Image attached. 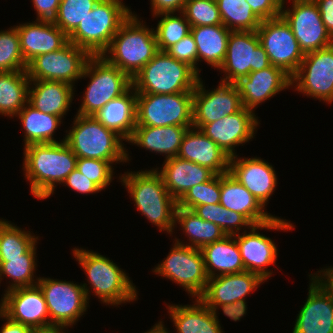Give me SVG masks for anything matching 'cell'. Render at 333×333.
<instances>
[{
  "label": "cell",
  "mask_w": 333,
  "mask_h": 333,
  "mask_svg": "<svg viewBox=\"0 0 333 333\" xmlns=\"http://www.w3.org/2000/svg\"><path fill=\"white\" fill-rule=\"evenodd\" d=\"M92 55L68 42L58 51L34 57L26 68L30 80L63 81L75 86Z\"/></svg>",
  "instance_id": "5bb4252c"
},
{
  "label": "cell",
  "mask_w": 333,
  "mask_h": 333,
  "mask_svg": "<svg viewBox=\"0 0 333 333\" xmlns=\"http://www.w3.org/2000/svg\"><path fill=\"white\" fill-rule=\"evenodd\" d=\"M260 21L281 16L283 0H246Z\"/></svg>",
  "instance_id": "681fc988"
},
{
  "label": "cell",
  "mask_w": 333,
  "mask_h": 333,
  "mask_svg": "<svg viewBox=\"0 0 333 333\" xmlns=\"http://www.w3.org/2000/svg\"><path fill=\"white\" fill-rule=\"evenodd\" d=\"M23 149V175L30 182V193L37 199L54 195L57 185H62L76 168L77 156L65 141L31 144Z\"/></svg>",
  "instance_id": "6da1fadb"
},
{
  "label": "cell",
  "mask_w": 333,
  "mask_h": 333,
  "mask_svg": "<svg viewBox=\"0 0 333 333\" xmlns=\"http://www.w3.org/2000/svg\"><path fill=\"white\" fill-rule=\"evenodd\" d=\"M319 8L323 24L333 37V0H314Z\"/></svg>",
  "instance_id": "11a10c76"
},
{
  "label": "cell",
  "mask_w": 333,
  "mask_h": 333,
  "mask_svg": "<svg viewBox=\"0 0 333 333\" xmlns=\"http://www.w3.org/2000/svg\"><path fill=\"white\" fill-rule=\"evenodd\" d=\"M193 126H136L129 144L165 156V160L176 157L187 130Z\"/></svg>",
  "instance_id": "4dcf8cb0"
},
{
  "label": "cell",
  "mask_w": 333,
  "mask_h": 333,
  "mask_svg": "<svg viewBox=\"0 0 333 333\" xmlns=\"http://www.w3.org/2000/svg\"><path fill=\"white\" fill-rule=\"evenodd\" d=\"M270 65L257 31H231L225 59L217 71L225 73L221 82L234 84L249 73Z\"/></svg>",
  "instance_id": "4fadbf2b"
},
{
  "label": "cell",
  "mask_w": 333,
  "mask_h": 333,
  "mask_svg": "<svg viewBox=\"0 0 333 333\" xmlns=\"http://www.w3.org/2000/svg\"><path fill=\"white\" fill-rule=\"evenodd\" d=\"M257 34L270 64L282 69L292 78L299 69L305 54L290 25L282 16H279L261 21Z\"/></svg>",
  "instance_id": "9a60e30c"
},
{
  "label": "cell",
  "mask_w": 333,
  "mask_h": 333,
  "mask_svg": "<svg viewBox=\"0 0 333 333\" xmlns=\"http://www.w3.org/2000/svg\"><path fill=\"white\" fill-rule=\"evenodd\" d=\"M114 166L105 160L77 158L76 169L94 182L102 191L112 182Z\"/></svg>",
  "instance_id": "7dc6e473"
},
{
  "label": "cell",
  "mask_w": 333,
  "mask_h": 333,
  "mask_svg": "<svg viewBox=\"0 0 333 333\" xmlns=\"http://www.w3.org/2000/svg\"><path fill=\"white\" fill-rule=\"evenodd\" d=\"M24 61L28 64L34 57L58 51L69 41L68 36L57 26L37 20L16 26Z\"/></svg>",
  "instance_id": "d4e9b609"
},
{
  "label": "cell",
  "mask_w": 333,
  "mask_h": 333,
  "mask_svg": "<svg viewBox=\"0 0 333 333\" xmlns=\"http://www.w3.org/2000/svg\"><path fill=\"white\" fill-rule=\"evenodd\" d=\"M182 13L191 27L222 24L216 0H187Z\"/></svg>",
  "instance_id": "bcb514c9"
},
{
  "label": "cell",
  "mask_w": 333,
  "mask_h": 333,
  "mask_svg": "<svg viewBox=\"0 0 333 333\" xmlns=\"http://www.w3.org/2000/svg\"><path fill=\"white\" fill-rule=\"evenodd\" d=\"M200 218L218 225L226 235L239 234L246 228L250 229L253 224L241 213L223 207L220 203L204 204L196 206L193 210Z\"/></svg>",
  "instance_id": "60d3db41"
},
{
  "label": "cell",
  "mask_w": 333,
  "mask_h": 333,
  "mask_svg": "<svg viewBox=\"0 0 333 333\" xmlns=\"http://www.w3.org/2000/svg\"><path fill=\"white\" fill-rule=\"evenodd\" d=\"M316 274L324 281V283L333 291V267H324L318 270Z\"/></svg>",
  "instance_id": "6f0895ef"
},
{
  "label": "cell",
  "mask_w": 333,
  "mask_h": 333,
  "mask_svg": "<svg viewBox=\"0 0 333 333\" xmlns=\"http://www.w3.org/2000/svg\"><path fill=\"white\" fill-rule=\"evenodd\" d=\"M308 276V297L298 311L292 333H333V291L315 272Z\"/></svg>",
  "instance_id": "d6986e66"
},
{
  "label": "cell",
  "mask_w": 333,
  "mask_h": 333,
  "mask_svg": "<svg viewBox=\"0 0 333 333\" xmlns=\"http://www.w3.org/2000/svg\"><path fill=\"white\" fill-rule=\"evenodd\" d=\"M220 204L229 210L241 213L253 225L267 223L275 217L268 213L261 202L229 172L221 174Z\"/></svg>",
  "instance_id": "f1b7e54d"
},
{
  "label": "cell",
  "mask_w": 333,
  "mask_h": 333,
  "mask_svg": "<svg viewBox=\"0 0 333 333\" xmlns=\"http://www.w3.org/2000/svg\"><path fill=\"white\" fill-rule=\"evenodd\" d=\"M190 32L197 46L198 63L204 61L218 70L226 56L231 30L218 24L191 27Z\"/></svg>",
  "instance_id": "e575fe53"
},
{
  "label": "cell",
  "mask_w": 333,
  "mask_h": 333,
  "mask_svg": "<svg viewBox=\"0 0 333 333\" xmlns=\"http://www.w3.org/2000/svg\"><path fill=\"white\" fill-rule=\"evenodd\" d=\"M29 84L26 70L0 72V115L15 118L28 103Z\"/></svg>",
  "instance_id": "8d00e7d4"
},
{
  "label": "cell",
  "mask_w": 333,
  "mask_h": 333,
  "mask_svg": "<svg viewBox=\"0 0 333 333\" xmlns=\"http://www.w3.org/2000/svg\"><path fill=\"white\" fill-rule=\"evenodd\" d=\"M90 81L81 97L76 112L82 116H93L114 98L124 94L131 86L132 79L118 67L109 63L102 55H92L80 79Z\"/></svg>",
  "instance_id": "ba28073f"
},
{
  "label": "cell",
  "mask_w": 333,
  "mask_h": 333,
  "mask_svg": "<svg viewBox=\"0 0 333 333\" xmlns=\"http://www.w3.org/2000/svg\"><path fill=\"white\" fill-rule=\"evenodd\" d=\"M222 24L231 31H257L261 21L246 0H216Z\"/></svg>",
  "instance_id": "ab89813d"
},
{
  "label": "cell",
  "mask_w": 333,
  "mask_h": 333,
  "mask_svg": "<svg viewBox=\"0 0 333 333\" xmlns=\"http://www.w3.org/2000/svg\"><path fill=\"white\" fill-rule=\"evenodd\" d=\"M1 296L0 311L10 320L32 329L52 326L44 294L38 285L14 288Z\"/></svg>",
  "instance_id": "ffe728a7"
},
{
  "label": "cell",
  "mask_w": 333,
  "mask_h": 333,
  "mask_svg": "<svg viewBox=\"0 0 333 333\" xmlns=\"http://www.w3.org/2000/svg\"><path fill=\"white\" fill-rule=\"evenodd\" d=\"M166 305L176 333H224L219 313H213L199 298L192 305Z\"/></svg>",
  "instance_id": "f546056e"
},
{
  "label": "cell",
  "mask_w": 333,
  "mask_h": 333,
  "mask_svg": "<svg viewBox=\"0 0 333 333\" xmlns=\"http://www.w3.org/2000/svg\"><path fill=\"white\" fill-rule=\"evenodd\" d=\"M201 252L208 278L245 271L234 235L203 246Z\"/></svg>",
  "instance_id": "d6a6232c"
},
{
  "label": "cell",
  "mask_w": 333,
  "mask_h": 333,
  "mask_svg": "<svg viewBox=\"0 0 333 333\" xmlns=\"http://www.w3.org/2000/svg\"><path fill=\"white\" fill-rule=\"evenodd\" d=\"M152 327L144 333H170L168 328L165 327L164 322L161 320L158 321V323H155V325H153Z\"/></svg>",
  "instance_id": "91938a15"
},
{
  "label": "cell",
  "mask_w": 333,
  "mask_h": 333,
  "mask_svg": "<svg viewBox=\"0 0 333 333\" xmlns=\"http://www.w3.org/2000/svg\"><path fill=\"white\" fill-rule=\"evenodd\" d=\"M137 93L131 86L124 94L112 99L92 117L107 129L114 131L125 143L136 128Z\"/></svg>",
  "instance_id": "1f68e13d"
},
{
  "label": "cell",
  "mask_w": 333,
  "mask_h": 333,
  "mask_svg": "<svg viewBox=\"0 0 333 333\" xmlns=\"http://www.w3.org/2000/svg\"><path fill=\"white\" fill-rule=\"evenodd\" d=\"M295 228L289 220H284L278 216L272 218L269 222L253 225L248 232H240L235 234L237 245L241 254V259L246 271L258 274L264 281L268 280L272 275V269H268L270 265H276L278 249L273 239L264 234H260L259 230H276V231H292Z\"/></svg>",
  "instance_id": "30bf717a"
},
{
  "label": "cell",
  "mask_w": 333,
  "mask_h": 333,
  "mask_svg": "<svg viewBox=\"0 0 333 333\" xmlns=\"http://www.w3.org/2000/svg\"><path fill=\"white\" fill-rule=\"evenodd\" d=\"M287 1L283 0L281 16L290 25L304 54L333 44L314 0H290L292 8L286 7Z\"/></svg>",
  "instance_id": "e0dca14e"
},
{
  "label": "cell",
  "mask_w": 333,
  "mask_h": 333,
  "mask_svg": "<svg viewBox=\"0 0 333 333\" xmlns=\"http://www.w3.org/2000/svg\"><path fill=\"white\" fill-rule=\"evenodd\" d=\"M152 16L161 13L182 12L187 0H150Z\"/></svg>",
  "instance_id": "db71d44e"
},
{
  "label": "cell",
  "mask_w": 333,
  "mask_h": 333,
  "mask_svg": "<svg viewBox=\"0 0 333 333\" xmlns=\"http://www.w3.org/2000/svg\"><path fill=\"white\" fill-rule=\"evenodd\" d=\"M16 25L0 30V72L26 70Z\"/></svg>",
  "instance_id": "7bdbcfd3"
},
{
  "label": "cell",
  "mask_w": 333,
  "mask_h": 333,
  "mask_svg": "<svg viewBox=\"0 0 333 333\" xmlns=\"http://www.w3.org/2000/svg\"><path fill=\"white\" fill-rule=\"evenodd\" d=\"M154 17H161L154 29L159 51H166L190 33L191 26L182 12L161 13Z\"/></svg>",
  "instance_id": "b9f144b4"
},
{
  "label": "cell",
  "mask_w": 333,
  "mask_h": 333,
  "mask_svg": "<svg viewBox=\"0 0 333 333\" xmlns=\"http://www.w3.org/2000/svg\"><path fill=\"white\" fill-rule=\"evenodd\" d=\"M75 89L63 81L30 80L28 103L40 112L63 119L72 105Z\"/></svg>",
  "instance_id": "83f0119b"
},
{
  "label": "cell",
  "mask_w": 333,
  "mask_h": 333,
  "mask_svg": "<svg viewBox=\"0 0 333 333\" xmlns=\"http://www.w3.org/2000/svg\"><path fill=\"white\" fill-rule=\"evenodd\" d=\"M155 169L161 175L169 194L177 201L190 188L207 182L215 175L208 167L177 156L164 160L161 169L159 167Z\"/></svg>",
  "instance_id": "4316f807"
},
{
  "label": "cell",
  "mask_w": 333,
  "mask_h": 333,
  "mask_svg": "<svg viewBox=\"0 0 333 333\" xmlns=\"http://www.w3.org/2000/svg\"><path fill=\"white\" fill-rule=\"evenodd\" d=\"M134 12L121 24L109 47L101 54L131 79L155 56L154 28L144 24Z\"/></svg>",
  "instance_id": "277c9868"
},
{
  "label": "cell",
  "mask_w": 333,
  "mask_h": 333,
  "mask_svg": "<svg viewBox=\"0 0 333 333\" xmlns=\"http://www.w3.org/2000/svg\"><path fill=\"white\" fill-rule=\"evenodd\" d=\"M0 319H2L3 321L5 320L4 324H2V327H0V333H32V328L10 320L1 311Z\"/></svg>",
  "instance_id": "9f6ffc18"
},
{
  "label": "cell",
  "mask_w": 333,
  "mask_h": 333,
  "mask_svg": "<svg viewBox=\"0 0 333 333\" xmlns=\"http://www.w3.org/2000/svg\"><path fill=\"white\" fill-rule=\"evenodd\" d=\"M65 331H67L68 333V330H66L65 327L50 326L45 328L33 329L32 333H66Z\"/></svg>",
  "instance_id": "680465c9"
},
{
  "label": "cell",
  "mask_w": 333,
  "mask_h": 333,
  "mask_svg": "<svg viewBox=\"0 0 333 333\" xmlns=\"http://www.w3.org/2000/svg\"><path fill=\"white\" fill-rule=\"evenodd\" d=\"M264 281L258 274L243 271L208 278L203 294L199 299L206 306L231 304L239 300L246 301L247 295L259 288Z\"/></svg>",
  "instance_id": "cb8c5ba5"
},
{
  "label": "cell",
  "mask_w": 333,
  "mask_h": 333,
  "mask_svg": "<svg viewBox=\"0 0 333 333\" xmlns=\"http://www.w3.org/2000/svg\"><path fill=\"white\" fill-rule=\"evenodd\" d=\"M38 240L39 236H35L33 232L0 218V258L20 257L37 244Z\"/></svg>",
  "instance_id": "f35d334b"
},
{
  "label": "cell",
  "mask_w": 333,
  "mask_h": 333,
  "mask_svg": "<svg viewBox=\"0 0 333 333\" xmlns=\"http://www.w3.org/2000/svg\"><path fill=\"white\" fill-rule=\"evenodd\" d=\"M179 225L187 241L175 237V242L181 245L201 249L203 246L223 239L226 234L216 224L205 221L190 209L177 207L175 229ZM184 241V242H183ZM186 243V244H185Z\"/></svg>",
  "instance_id": "d590c367"
},
{
  "label": "cell",
  "mask_w": 333,
  "mask_h": 333,
  "mask_svg": "<svg viewBox=\"0 0 333 333\" xmlns=\"http://www.w3.org/2000/svg\"><path fill=\"white\" fill-rule=\"evenodd\" d=\"M36 11V20L44 24L56 25L58 21V7L61 0H31Z\"/></svg>",
  "instance_id": "f907efd6"
},
{
  "label": "cell",
  "mask_w": 333,
  "mask_h": 333,
  "mask_svg": "<svg viewBox=\"0 0 333 333\" xmlns=\"http://www.w3.org/2000/svg\"><path fill=\"white\" fill-rule=\"evenodd\" d=\"M200 75L187 63L166 51L155 56L132 78L137 94H176L194 92Z\"/></svg>",
  "instance_id": "8992f818"
},
{
  "label": "cell",
  "mask_w": 333,
  "mask_h": 333,
  "mask_svg": "<svg viewBox=\"0 0 333 333\" xmlns=\"http://www.w3.org/2000/svg\"><path fill=\"white\" fill-rule=\"evenodd\" d=\"M72 123L65 142L77 158L105 160L112 165L131 161L124 140L94 117L76 114Z\"/></svg>",
  "instance_id": "5b68a950"
},
{
  "label": "cell",
  "mask_w": 333,
  "mask_h": 333,
  "mask_svg": "<svg viewBox=\"0 0 333 333\" xmlns=\"http://www.w3.org/2000/svg\"><path fill=\"white\" fill-rule=\"evenodd\" d=\"M121 173L119 179L127 188L136 209L160 232L173 236L178 202L167 191L155 168Z\"/></svg>",
  "instance_id": "3957f363"
},
{
  "label": "cell",
  "mask_w": 333,
  "mask_h": 333,
  "mask_svg": "<svg viewBox=\"0 0 333 333\" xmlns=\"http://www.w3.org/2000/svg\"><path fill=\"white\" fill-rule=\"evenodd\" d=\"M130 8L122 0H99L68 36V41L91 55H101L109 47L121 24L131 15Z\"/></svg>",
  "instance_id": "52a82bcc"
},
{
  "label": "cell",
  "mask_w": 333,
  "mask_h": 333,
  "mask_svg": "<svg viewBox=\"0 0 333 333\" xmlns=\"http://www.w3.org/2000/svg\"><path fill=\"white\" fill-rule=\"evenodd\" d=\"M177 157L208 167L215 174L229 172L230 156L194 127L189 128L184 135Z\"/></svg>",
  "instance_id": "484cf974"
},
{
  "label": "cell",
  "mask_w": 333,
  "mask_h": 333,
  "mask_svg": "<svg viewBox=\"0 0 333 333\" xmlns=\"http://www.w3.org/2000/svg\"><path fill=\"white\" fill-rule=\"evenodd\" d=\"M173 247L152 272L181 286L191 298H199L205 291L208 276L201 249L173 241Z\"/></svg>",
  "instance_id": "8fae6325"
},
{
  "label": "cell",
  "mask_w": 333,
  "mask_h": 333,
  "mask_svg": "<svg viewBox=\"0 0 333 333\" xmlns=\"http://www.w3.org/2000/svg\"><path fill=\"white\" fill-rule=\"evenodd\" d=\"M72 252L73 258L76 259L87 277L88 284L81 283V285L88 301L92 292L106 306L117 307L122 303L136 301L139 295L136 285L125 272L126 270L117 266L118 264L114 263L112 259L81 247L73 248ZM91 289H93L92 292Z\"/></svg>",
  "instance_id": "7a4b0ae2"
},
{
  "label": "cell",
  "mask_w": 333,
  "mask_h": 333,
  "mask_svg": "<svg viewBox=\"0 0 333 333\" xmlns=\"http://www.w3.org/2000/svg\"><path fill=\"white\" fill-rule=\"evenodd\" d=\"M37 244H35L27 253L15 258H0V284L4 277H8L11 282L5 288L4 292L18 287L36 286L40 276L37 277ZM36 276V277H35ZM36 278V279H34Z\"/></svg>",
  "instance_id": "74e56055"
},
{
  "label": "cell",
  "mask_w": 333,
  "mask_h": 333,
  "mask_svg": "<svg viewBox=\"0 0 333 333\" xmlns=\"http://www.w3.org/2000/svg\"><path fill=\"white\" fill-rule=\"evenodd\" d=\"M15 117H18L24 130V147L31 144L65 141V137L59 141L54 138L56 130L63 123L59 116L40 112L27 103Z\"/></svg>",
  "instance_id": "836d02e7"
},
{
  "label": "cell",
  "mask_w": 333,
  "mask_h": 333,
  "mask_svg": "<svg viewBox=\"0 0 333 333\" xmlns=\"http://www.w3.org/2000/svg\"><path fill=\"white\" fill-rule=\"evenodd\" d=\"M229 173L266 208L277 187L274 167L261 157H239L229 160Z\"/></svg>",
  "instance_id": "7402d4cb"
},
{
  "label": "cell",
  "mask_w": 333,
  "mask_h": 333,
  "mask_svg": "<svg viewBox=\"0 0 333 333\" xmlns=\"http://www.w3.org/2000/svg\"><path fill=\"white\" fill-rule=\"evenodd\" d=\"M166 52L171 57L187 63L201 76L200 72L202 70L198 66L197 46L191 32L179 42L169 47Z\"/></svg>",
  "instance_id": "c3c4849f"
},
{
  "label": "cell",
  "mask_w": 333,
  "mask_h": 333,
  "mask_svg": "<svg viewBox=\"0 0 333 333\" xmlns=\"http://www.w3.org/2000/svg\"><path fill=\"white\" fill-rule=\"evenodd\" d=\"M99 0H61L57 26L69 36Z\"/></svg>",
  "instance_id": "f6af8a7d"
},
{
  "label": "cell",
  "mask_w": 333,
  "mask_h": 333,
  "mask_svg": "<svg viewBox=\"0 0 333 333\" xmlns=\"http://www.w3.org/2000/svg\"><path fill=\"white\" fill-rule=\"evenodd\" d=\"M136 126H193V92L137 94Z\"/></svg>",
  "instance_id": "9c48e42d"
},
{
  "label": "cell",
  "mask_w": 333,
  "mask_h": 333,
  "mask_svg": "<svg viewBox=\"0 0 333 333\" xmlns=\"http://www.w3.org/2000/svg\"><path fill=\"white\" fill-rule=\"evenodd\" d=\"M42 290L52 326L73 327L89 307L83 286L74 281L40 277Z\"/></svg>",
  "instance_id": "7c38bea8"
},
{
  "label": "cell",
  "mask_w": 333,
  "mask_h": 333,
  "mask_svg": "<svg viewBox=\"0 0 333 333\" xmlns=\"http://www.w3.org/2000/svg\"><path fill=\"white\" fill-rule=\"evenodd\" d=\"M258 119L255 112L243 107L235 114L203 125L200 131L232 157L237 155L236 146H243L255 137L260 124Z\"/></svg>",
  "instance_id": "44dd1931"
},
{
  "label": "cell",
  "mask_w": 333,
  "mask_h": 333,
  "mask_svg": "<svg viewBox=\"0 0 333 333\" xmlns=\"http://www.w3.org/2000/svg\"><path fill=\"white\" fill-rule=\"evenodd\" d=\"M199 77L193 92V127L203 125L235 114L243 108L238 89L233 83L219 82V86L206 90Z\"/></svg>",
  "instance_id": "ac0fdd59"
},
{
  "label": "cell",
  "mask_w": 333,
  "mask_h": 333,
  "mask_svg": "<svg viewBox=\"0 0 333 333\" xmlns=\"http://www.w3.org/2000/svg\"><path fill=\"white\" fill-rule=\"evenodd\" d=\"M298 94L327 104L333 102V44L305 54L292 77V88Z\"/></svg>",
  "instance_id": "2e32d148"
},
{
  "label": "cell",
  "mask_w": 333,
  "mask_h": 333,
  "mask_svg": "<svg viewBox=\"0 0 333 333\" xmlns=\"http://www.w3.org/2000/svg\"><path fill=\"white\" fill-rule=\"evenodd\" d=\"M241 97L242 105L255 112L258 105L273 98L279 92L292 87V78L272 64L260 71L249 73L234 83Z\"/></svg>",
  "instance_id": "603a6c76"
},
{
  "label": "cell",
  "mask_w": 333,
  "mask_h": 333,
  "mask_svg": "<svg viewBox=\"0 0 333 333\" xmlns=\"http://www.w3.org/2000/svg\"><path fill=\"white\" fill-rule=\"evenodd\" d=\"M213 313H217L218 309H222L223 314L230 318L231 321H240L247 313V302L243 300L236 301L231 304H223L220 306H207Z\"/></svg>",
  "instance_id": "f5cc1de1"
},
{
  "label": "cell",
  "mask_w": 333,
  "mask_h": 333,
  "mask_svg": "<svg viewBox=\"0 0 333 333\" xmlns=\"http://www.w3.org/2000/svg\"><path fill=\"white\" fill-rule=\"evenodd\" d=\"M71 190L79 194H97L102 190L86 176L80 173L76 168L66 177L62 183Z\"/></svg>",
  "instance_id": "816d5d0a"
},
{
  "label": "cell",
  "mask_w": 333,
  "mask_h": 333,
  "mask_svg": "<svg viewBox=\"0 0 333 333\" xmlns=\"http://www.w3.org/2000/svg\"><path fill=\"white\" fill-rule=\"evenodd\" d=\"M221 174L190 188L177 202L178 207L193 210L196 206L220 203Z\"/></svg>",
  "instance_id": "ee69618b"
}]
</instances>
